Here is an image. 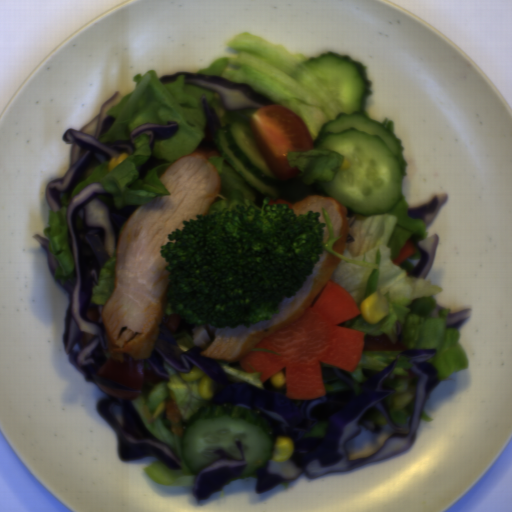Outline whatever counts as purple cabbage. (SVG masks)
Here are the masks:
<instances>
[{
  "instance_id": "purple-cabbage-1",
  "label": "purple cabbage",
  "mask_w": 512,
  "mask_h": 512,
  "mask_svg": "<svg viewBox=\"0 0 512 512\" xmlns=\"http://www.w3.org/2000/svg\"><path fill=\"white\" fill-rule=\"evenodd\" d=\"M140 205L116 206L114 198L98 182H91L70 201L65 220L68 244L71 249L76 277L65 281L69 306L63 327L64 352L85 382L122 391L147 392L157 384L170 382L165 364L181 374H188L193 367L204 372L211 380L212 404H230L248 407L256 411L270 426L271 440L275 447L277 438L289 437L293 441V453L286 462L266 460L256 473L255 492L272 491L283 482L294 481L305 475L316 479L322 475L352 471L381 461L396 459L406 453L413 444L420 424L427 396L440 386L436 366L428 360L437 355L438 349H404L394 357L384 371L362 368L364 381L356 394L355 383L344 369L320 363L323 384L340 383L347 389L325 392L323 398H286V385L275 388L272 376L259 388L247 381H234V376L223 370L217 359L202 357L201 353L215 341V329L209 323H187L179 316L177 328L171 331L165 314L160 322L161 333L146 359H140L144 379L140 389H129L114 381L102 378L98 372L112 356L108 350L107 332L102 320L105 304H94L93 289L99 285L101 270L118 249L119 237L132 214ZM98 310L99 320L89 321L86 313ZM188 332L194 346L180 356H175L173 334ZM95 336L88 344L79 342L83 333ZM409 357L412 367L403 369L406 375H392L399 357ZM417 379V396L407 426L393 423L385 399L394 392L396 380ZM379 410L394 429L392 436L371 457L349 460L346 444L358 437L361 428L379 433L382 426L369 419L370 411ZM326 422L324 437H306L315 425ZM386 424V425H388ZM385 426V425H384Z\"/></svg>"
},
{
  "instance_id": "purple-cabbage-2",
  "label": "purple cabbage",
  "mask_w": 512,
  "mask_h": 512,
  "mask_svg": "<svg viewBox=\"0 0 512 512\" xmlns=\"http://www.w3.org/2000/svg\"><path fill=\"white\" fill-rule=\"evenodd\" d=\"M122 97L121 92H116L101 105L98 115L85 126L79 130L68 128L65 131L62 141L70 145V166L64 177L47 184L45 199L51 211H58L61 205V195H65L67 201L74 188L100 164L109 163L122 153H126L127 156L134 154V143L141 135H145L148 139L150 155L137 167L138 180L144 179L151 170L160 164H169V161L154 156L153 151L157 142L170 140L176 136L179 124L175 121L167 122V124L143 122L131 132L128 139L100 142V138L106 134L116 120L115 116L108 115V111L118 104Z\"/></svg>"
},
{
  "instance_id": "purple-cabbage-3",
  "label": "purple cabbage",
  "mask_w": 512,
  "mask_h": 512,
  "mask_svg": "<svg viewBox=\"0 0 512 512\" xmlns=\"http://www.w3.org/2000/svg\"><path fill=\"white\" fill-rule=\"evenodd\" d=\"M97 412L116 434L119 461L130 462L144 457H155L174 472L182 470L183 467L170 445L159 440L147 428L132 400L120 401L104 395L97 402Z\"/></svg>"
},
{
  "instance_id": "purple-cabbage-4",
  "label": "purple cabbage",
  "mask_w": 512,
  "mask_h": 512,
  "mask_svg": "<svg viewBox=\"0 0 512 512\" xmlns=\"http://www.w3.org/2000/svg\"><path fill=\"white\" fill-rule=\"evenodd\" d=\"M178 76H184V84H193L214 91L219 103L228 110L255 109L266 105H276L274 100L248 84H237L224 77L199 73L175 72L162 76L160 83H174Z\"/></svg>"
},
{
  "instance_id": "purple-cabbage-5",
  "label": "purple cabbage",
  "mask_w": 512,
  "mask_h": 512,
  "mask_svg": "<svg viewBox=\"0 0 512 512\" xmlns=\"http://www.w3.org/2000/svg\"><path fill=\"white\" fill-rule=\"evenodd\" d=\"M235 444L240 454L239 458H234L222 448L215 449L212 452L217 458L203 466L195 475L192 493L197 504L214 492H222L225 485L237 480L247 467L240 440H235Z\"/></svg>"
},
{
  "instance_id": "purple-cabbage-6",
  "label": "purple cabbage",
  "mask_w": 512,
  "mask_h": 512,
  "mask_svg": "<svg viewBox=\"0 0 512 512\" xmlns=\"http://www.w3.org/2000/svg\"><path fill=\"white\" fill-rule=\"evenodd\" d=\"M438 239L439 235L432 234L425 238L418 232L408 238V241H411L414 245L416 249L415 252H418L420 255L418 263L409 270V276L416 279H425L428 277L435 261Z\"/></svg>"
},
{
  "instance_id": "purple-cabbage-7",
  "label": "purple cabbage",
  "mask_w": 512,
  "mask_h": 512,
  "mask_svg": "<svg viewBox=\"0 0 512 512\" xmlns=\"http://www.w3.org/2000/svg\"><path fill=\"white\" fill-rule=\"evenodd\" d=\"M199 103L204 111L205 126L203 139L197 145L195 151L211 152L212 156H222L215 142L216 132L222 129L220 117L208 102L206 94L201 95Z\"/></svg>"
},
{
  "instance_id": "purple-cabbage-8",
  "label": "purple cabbage",
  "mask_w": 512,
  "mask_h": 512,
  "mask_svg": "<svg viewBox=\"0 0 512 512\" xmlns=\"http://www.w3.org/2000/svg\"><path fill=\"white\" fill-rule=\"evenodd\" d=\"M447 200V191L436 192L424 204L407 207L406 214L411 219H420L426 226H429Z\"/></svg>"
},
{
  "instance_id": "purple-cabbage-9",
  "label": "purple cabbage",
  "mask_w": 512,
  "mask_h": 512,
  "mask_svg": "<svg viewBox=\"0 0 512 512\" xmlns=\"http://www.w3.org/2000/svg\"><path fill=\"white\" fill-rule=\"evenodd\" d=\"M471 316L472 309L470 308L449 312L445 322V329L460 328L471 319Z\"/></svg>"
},
{
  "instance_id": "purple-cabbage-10",
  "label": "purple cabbage",
  "mask_w": 512,
  "mask_h": 512,
  "mask_svg": "<svg viewBox=\"0 0 512 512\" xmlns=\"http://www.w3.org/2000/svg\"><path fill=\"white\" fill-rule=\"evenodd\" d=\"M33 237H34V240L42 246V248L44 249V251L46 253L47 266H48V269L52 276L53 274H55L58 262L51 250L50 242H48L46 238L42 237L41 235H39L37 233L35 235H33Z\"/></svg>"
},
{
  "instance_id": "purple-cabbage-11",
  "label": "purple cabbage",
  "mask_w": 512,
  "mask_h": 512,
  "mask_svg": "<svg viewBox=\"0 0 512 512\" xmlns=\"http://www.w3.org/2000/svg\"><path fill=\"white\" fill-rule=\"evenodd\" d=\"M355 218H356L355 211H352V210L346 208V219H347L348 229L354 223Z\"/></svg>"
},
{
  "instance_id": "purple-cabbage-12",
  "label": "purple cabbage",
  "mask_w": 512,
  "mask_h": 512,
  "mask_svg": "<svg viewBox=\"0 0 512 512\" xmlns=\"http://www.w3.org/2000/svg\"><path fill=\"white\" fill-rule=\"evenodd\" d=\"M442 308H443V307H442L441 305H436V306L433 308L432 312H431V317H432V318H439V316H440V311L442 310Z\"/></svg>"
},
{
  "instance_id": "purple-cabbage-13",
  "label": "purple cabbage",
  "mask_w": 512,
  "mask_h": 512,
  "mask_svg": "<svg viewBox=\"0 0 512 512\" xmlns=\"http://www.w3.org/2000/svg\"><path fill=\"white\" fill-rule=\"evenodd\" d=\"M395 329L397 331L398 336L399 337L402 336L403 327H402L401 321H399V320L395 321Z\"/></svg>"
},
{
  "instance_id": "purple-cabbage-14",
  "label": "purple cabbage",
  "mask_w": 512,
  "mask_h": 512,
  "mask_svg": "<svg viewBox=\"0 0 512 512\" xmlns=\"http://www.w3.org/2000/svg\"><path fill=\"white\" fill-rule=\"evenodd\" d=\"M226 363H227V365H230V366H232V367H234V368H237V369H239V370H241V371H242V370H244V369L242 368V366L240 365L239 360H238V361H236V362H226Z\"/></svg>"
},
{
  "instance_id": "purple-cabbage-15",
  "label": "purple cabbage",
  "mask_w": 512,
  "mask_h": 512,
  "mask_svg": "<svg viewBox=\"0 0 512 512\" xmlns=\"http://www.w3.org/2000/svg\"><path fill=\"white\" fill-rule=\"evenodd\" d=\"M354 241H355L354 236H352L351 234H349V233L347 232V236H346V244H349V245H350V244H351V243H353Z\"/></svg>"
},
{
  "instance_id": "purple-cabbage-16",
  "label": "purple cabbage",
  "mask_w": 512,
  "mask_h": 512,
  "mask_svg": "<svg viewBox=\"0 0 512 512\" xmlns=\"http://www.w3.org/2000/svg\"><path fill=\"white\" fill-rule=\"evenodd\" d=\"M286 369H287V367L285 365L282 368H280L279 371H278V372H282L283 373L284 378L286 377Z\"/></svg>"
}]
</instances>
